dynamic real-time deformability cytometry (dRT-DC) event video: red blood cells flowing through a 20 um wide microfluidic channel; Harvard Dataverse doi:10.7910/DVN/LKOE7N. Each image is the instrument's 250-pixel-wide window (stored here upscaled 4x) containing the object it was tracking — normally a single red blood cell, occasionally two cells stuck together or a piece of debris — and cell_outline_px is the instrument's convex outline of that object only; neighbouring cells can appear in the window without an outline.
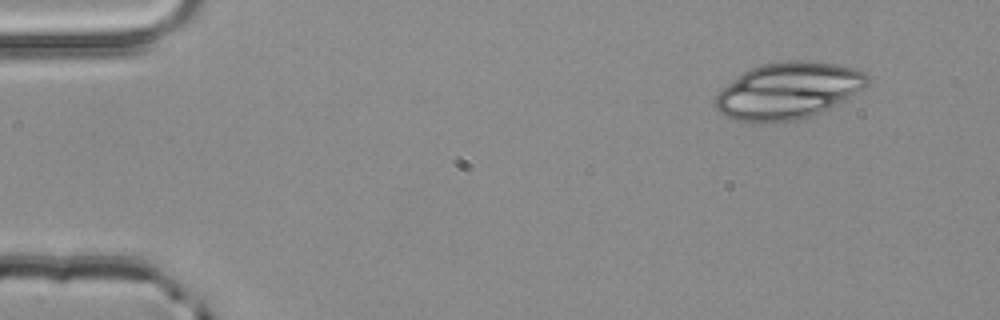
{"species": "common noctule bat (a hibernating species)", "species_latin": "Nyctalus noctula", "temperature_condition": "room temperature", "stored_images_in_passage": 4, "camera_frame_rate_fps": 3000, "um_per_image_px": 0.085, "animal": {"sex": "male", "body_mass_g": 20.4}, "frame": {"image": 1, "passage_image": 4, "time_ms": 1.0, "image_size_px": [1000, 320], "cell_outline_px": [[872, 80], [864, 88], [848, 100], [812, 116], [800, 120], [756, 124], [752, 124], [736, 120], [720, 112], [712, 104], [716, 96], [728, 84], [744, 72], [760, 64], [788, 60], [804, 60], [836, 64], [856, 68], [864, 72]], "centroid_in_image_um": [67.04, 7.73], "position_along_channel_um": 18.0, "area_um2": 50.81}}